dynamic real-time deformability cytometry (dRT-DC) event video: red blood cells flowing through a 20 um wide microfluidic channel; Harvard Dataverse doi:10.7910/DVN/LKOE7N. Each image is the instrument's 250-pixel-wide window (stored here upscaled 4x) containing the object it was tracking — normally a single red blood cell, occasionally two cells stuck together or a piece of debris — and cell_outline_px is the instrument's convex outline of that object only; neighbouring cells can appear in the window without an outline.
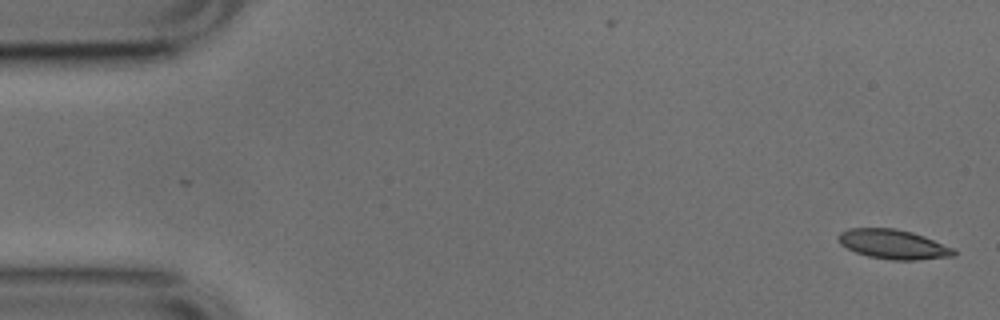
{"species": "common noctule bat (a hibernating species)", "species_latin": "Nyctalus noctula", "temperature_condition": "cold", "stored_images_in_passage": 6, "camera_frame_rate_fps": 3000, "um_per_image_px": 0.085, "animal": {"sex": "male", "body_mass_g": 17.9, "forearm_length_mm": 54.2}, "frame": {"image": 1, "passage_image": 1, "time_ms": 0.0, "image_size_px": [1000, 320], "cell_outline_px": [[956, 256], [916, 260], [892, 260], [868, 256], [856, 252], [840, 244], [836, 236], [840, 232], [848, 228], [896, 228], [912, 232], [924, 236], [956, 248]], "centroid_in_image_um": [75.95, 20.76], "position_along_channel_um": 9.0, "area_um2": 20.06}}
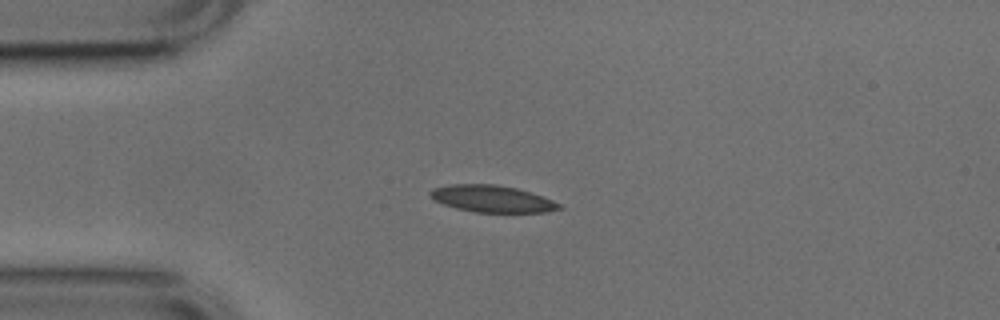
{"frame": {"image": 2, "passage_image": 4, "time_ms": 1.0, "image_size_px": [1000, 320], "cell_outline_px": [[564, 208], [544, 212], [476, 212], [456, 208], [444, 204], [436, 200], [428, 192], [432, 188], [452, 184], [496, 184], [516, 188], [544, 196], [560, 204]], "centroid_in_image_um": [41.85, 16.89], "position_along_channel_um": 43.2, "area_um2": 20.06}}
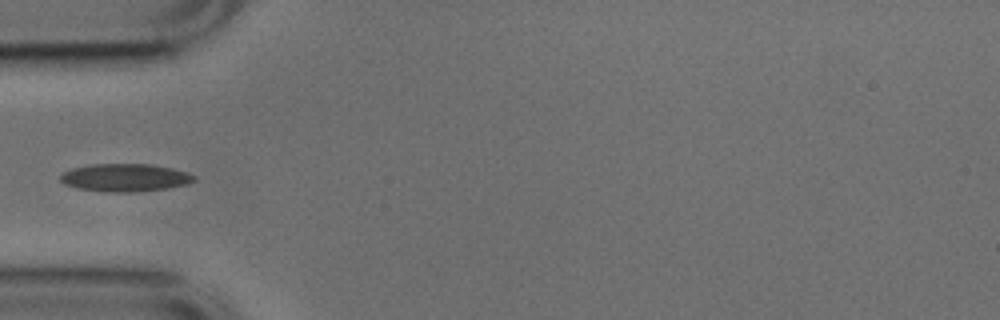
{"frame": {"image": 3, "passage_image": 5, "time_ms": 1.333, "image_size_px": [1000, 320], "cell_outline_px": [[196, 180], [188, 184], [168, 188], [132, 192], [108, 192], [76, 188], [64, 184], [60, 180], [60, 176], [64, 172], [72, 168], [92, 164], [148, 164], [172, 168], [188, 172], [196, 176]], "centroid_in_image_um": [10.65, 15.1], "position_along_channel_um": 74.4, "area_um2": 21.73}}